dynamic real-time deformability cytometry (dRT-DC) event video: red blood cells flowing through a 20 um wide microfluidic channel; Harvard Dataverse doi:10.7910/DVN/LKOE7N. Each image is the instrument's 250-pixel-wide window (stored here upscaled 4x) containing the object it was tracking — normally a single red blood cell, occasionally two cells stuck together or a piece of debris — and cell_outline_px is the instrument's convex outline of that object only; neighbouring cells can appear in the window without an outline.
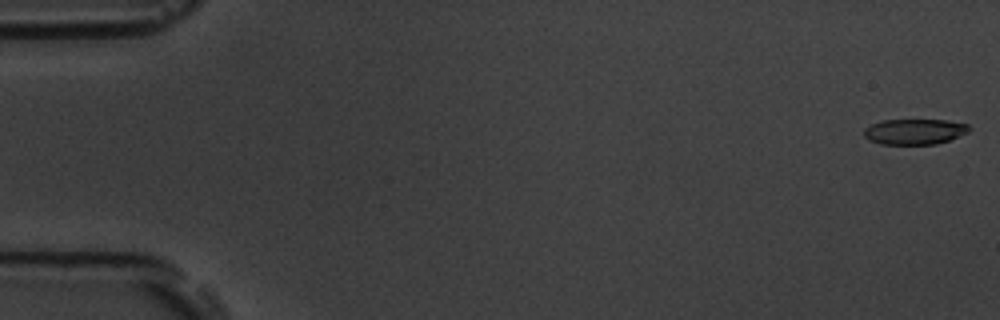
{"species": "common noctule bat (a hibernating species)", "species_latin": "Nyctalus noctula", "temperature_condition": "room temperature", "stored_images_in_passage": 54, "camera_frame_rate_fps": 3000, "um_per_image_px": 0.085, "animal": {"sex": "male", "body_mass_g": 19.5, "forearm_length_mm": 54.6}, "frame": {"image": 1, "passage_image": 1, "time_ms": 0.0, "image_size_px": [1000, 320], "cell_outline_px": [[972, 128], [968, 132], [948, 140], [936, 144], [880, 144], [864, 136], [864, 128], [880, 120], [948, 120], [968, 124]], "centroid_in_image_um": [77.76, 11.18], "position_along_channel_um": 7.2, "area_um2": 15.61}}
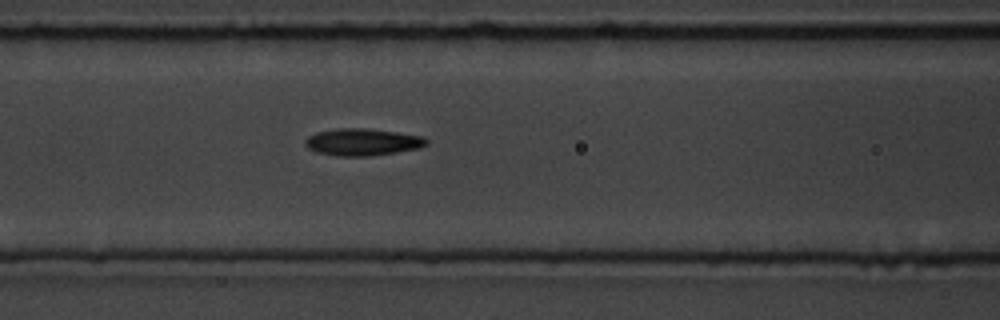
{"frame": {"image": 2, "passage_image": 23, "time_ms": 7.333, "image_size_px": [1000, 320], "cell_outline_px": [[428, 144], [420, 148], [372, 156], [336, 156], [316, 152], [308, 148], [304, 144], [304, 140], [308, 136], [316, 132], [340, 128], [364, 128], [396, 132], [424, 136], [428, 140]], "centroid_in_image_um": [30.81, 12.08], "position_along_channel_um": 135.8, "area_um2": 19.25}}
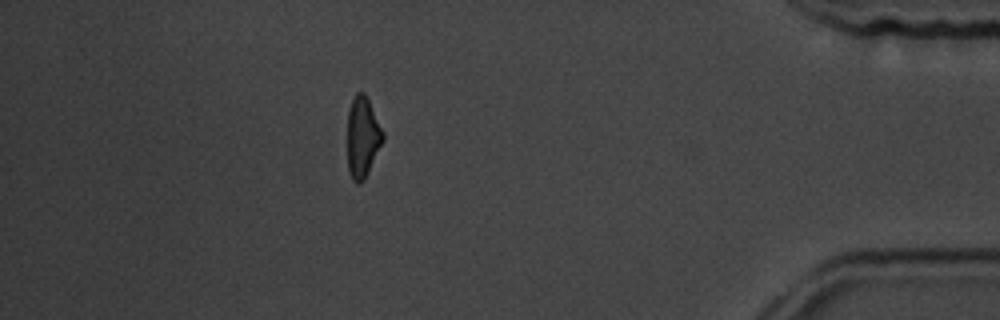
{"frame": {"image": 3, "passage_image": 48, "time_ms": 15.667, "image_size_px": [1000, 320], "cell_outline_px": [[384, 140], [364, 180], [360, 184], [356, 184], [352, 180], [348, 168], [348, 112], [352, 100], [356, 92], [364, 92], [384, 132]], "centroid_in_image_um": [30.82, 11.68], "position_along_channel_um": 404.4, "area_um2": 16.65}, "authors_computed_cell_mechanics": {"area_um2": 17.7735, "velocity_mm_per_s": 3.782, "shape_relaxation_time_tau1_ms": 5.082, "shape_relaxation_time_tau2_ms": 3.6244, "deformation_change_tau1": 0.1566, "deformation_change_tau2": 0.1088}}